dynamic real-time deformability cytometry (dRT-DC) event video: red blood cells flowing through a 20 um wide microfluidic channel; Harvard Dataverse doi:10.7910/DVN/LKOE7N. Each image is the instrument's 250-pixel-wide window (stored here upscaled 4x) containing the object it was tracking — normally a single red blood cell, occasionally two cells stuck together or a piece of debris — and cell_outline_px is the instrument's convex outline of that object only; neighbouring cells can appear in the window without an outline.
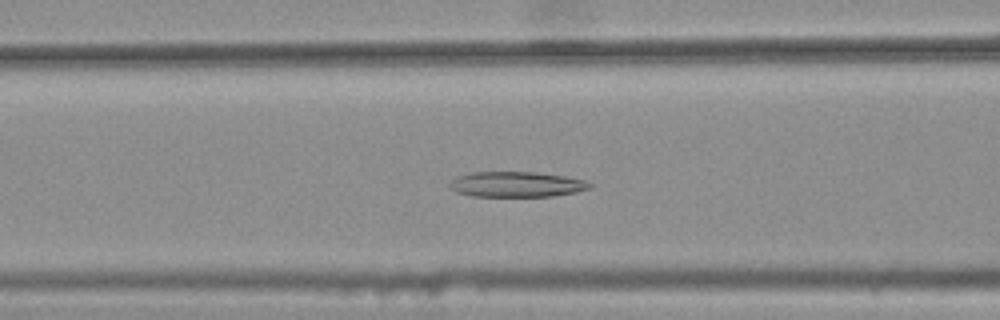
{"species": "common noctule bat (a hibernating species)", "species_latin": "Nyctalus noctula", "temperature_condition": "warm", "stored_images_in_passage": 28, "camera_frame_rate_fps": 3000, "um_per_image_px": 0.085, "animal": {"sex": "female", "body_mass_g": 25.1}, "frame": {"image": 1, "passage_image": 5, "time_ms": 1.333, "image_size_px": [1000, 320], "cell_outline_px": [[592, 188], [576, 192], [552, 196], [472, 196], [456, 192], [448, 188], [448, 184], [456, 176], [472, 172], [536, 172], [564, 176], [588, 180], [592, 184]], "centroid_in_image_um": [43.9, 15.67], "position_along_channel_um": 122.7, "area_um2": 20.92}}
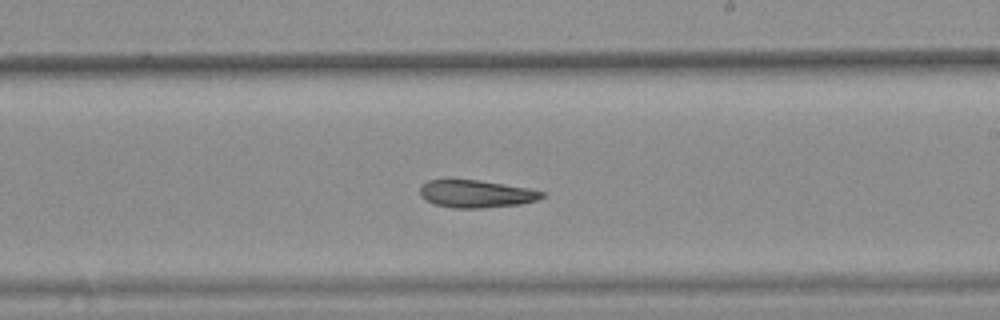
{"frame": {"image": 2, "passage_image": 15, "time_ms": 4.667, "image_size_px": [1000, 320], "cell_outline_px": [[548, 192], [544, 196], [536, 200], [520, 204], [480, 208], [452, 208], [432, 204], [424, 200], [420, 196], [420, 184], [428, 180], [480, 180], [528, 188]], "centroid_in_image_um": [40.44, 16.48], "position_along_channel_um": 248.6, "area_um2": 19.77}}
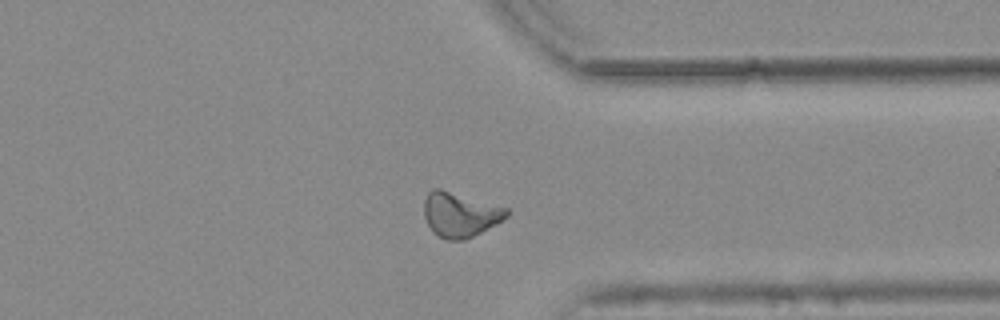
{"frame": {"image": 3, "passage_image": 25, "time_ms": 8.0, "image_size_px": [1000, 320], "cell_outline_px": [[508, 216], [480, 232], [464, 240], [448, 240], [432, 232], [424, 216], [424, 200], [428, 192], [432, 188], [440, 188], [508, 208]], "centroid_in_image_um": [39.06, 18.22], "position_along_channel_um": 372.3, "area_um2": 21.27}}